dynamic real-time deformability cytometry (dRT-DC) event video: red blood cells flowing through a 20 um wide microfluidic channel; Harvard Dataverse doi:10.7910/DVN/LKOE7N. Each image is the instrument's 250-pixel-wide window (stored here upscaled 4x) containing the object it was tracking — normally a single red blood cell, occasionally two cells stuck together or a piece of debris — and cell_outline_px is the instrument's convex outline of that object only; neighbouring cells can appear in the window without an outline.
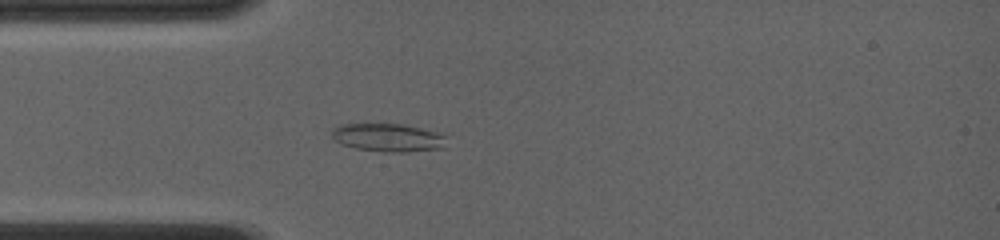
{"species": "common noctule bat (a hibernating species)", "species_latin": "Nyctalus noctula", "temperature_condition": "room temperature", "stored_images_in_passage": 18, "camera_frame_rate_fps": 4000, "um_per_image_px": 0.085, "animal": {"sex": "female", "body_mass_g": 19.0, "forearm_length_mm": 56.7}, "frame": {"image": 1, "passage_image": 7, "time_ms": 4.0, "image_size_px": [1000, 240], "cell_outline_px": [[448, 136], [440, 148], [408, 152], [384, 152], [356, 148], [340, 144], [332, 136], [332, 128], [344, 124], [404, 124], [436, 132]], "centroid_in_image_um": [32.96, 11.69], "position_along_channel_um": 52.0, "area_um2": 18.67}}
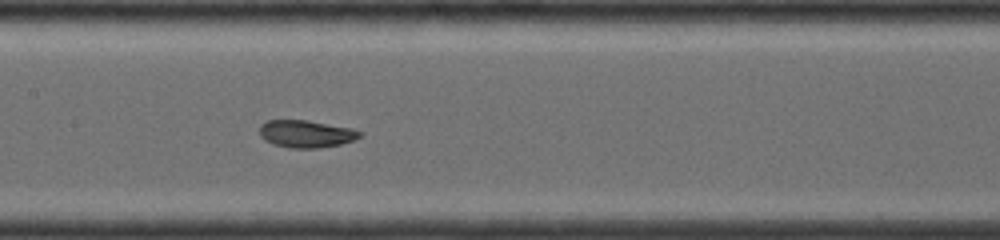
{"frame": {"image": 2, "passage_image": 12, "time_ms": 7.25, "image_size_px": [1000, 240], "cell_outline_px": [[364, 132], [360, 136], [352, 140], [340, 144], [316, 148], [288, 148], [272, 144], [264, 140], [260, 136], [260, 124], [268, 120], [308, 120], [352, 128]], "centroid_in_image_um": [25.99, 11.37], "position_along_channel_um": 181.4, "area_um2": 16.07}}
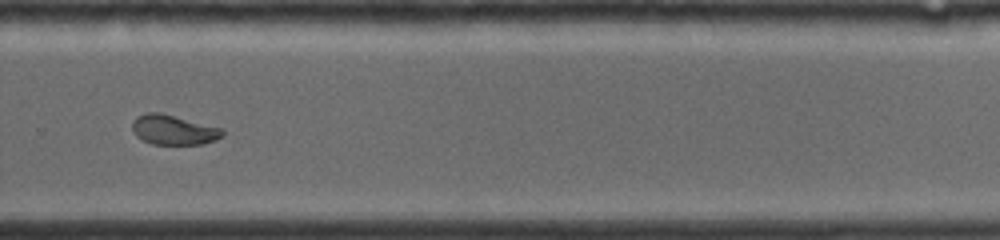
{"frame": {"image": 3, "passage_image": 17, "time_ms": 10.5, "image_size_px": [1000, 240], "cell_outline_px": [[224, 136], [216, 140], [200, 144], [152, 144], [136, 136], [132, 132], [132, 120], [136, 116], [148, 112], [160, 112], [220, 128], [224, 132]], "centroid_in_image_um": [14.71, 11.03], "position_along_channel_um": 315.1, "area_um2": 15.61}}